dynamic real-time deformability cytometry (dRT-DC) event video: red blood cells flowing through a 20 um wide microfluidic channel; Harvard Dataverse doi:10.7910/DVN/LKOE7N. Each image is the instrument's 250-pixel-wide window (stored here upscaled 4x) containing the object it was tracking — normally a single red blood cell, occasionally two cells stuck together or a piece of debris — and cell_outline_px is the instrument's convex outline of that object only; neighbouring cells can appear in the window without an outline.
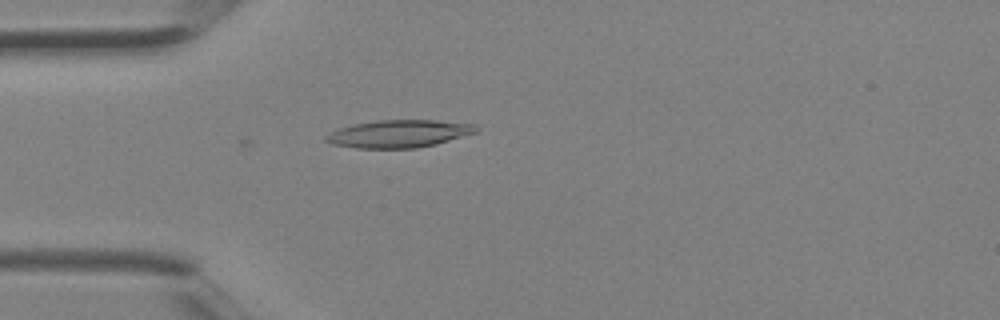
{"species": "Egyptian fruit bat (a non-hibernating species)", "species_latin": "Rousettus aegyptiacus", "temperature_condition": "room temperature", "stored_images_in_passage": 4, "camera_frame_rate_fps": 3000, "um_per_image_px": 0.085, "animal": {"sex": "female"}, "frame": {"image": 1, "passage_image": 4, "time_ms": 1.0, "image_size_px": [1000, 320], "cell_outline_px": [[480, 128], [476, 132], [436, 144], [416, 148], [356, 148], [332, 144], [324, 140], [324, 136], [328, 132], [352, 124], [376, 120], [436, 120], [472, 124]], "centroid_in_image_um": [33.85, 11.36], "position_along_channel_um": 51.1, "area_um2": 24.16}}